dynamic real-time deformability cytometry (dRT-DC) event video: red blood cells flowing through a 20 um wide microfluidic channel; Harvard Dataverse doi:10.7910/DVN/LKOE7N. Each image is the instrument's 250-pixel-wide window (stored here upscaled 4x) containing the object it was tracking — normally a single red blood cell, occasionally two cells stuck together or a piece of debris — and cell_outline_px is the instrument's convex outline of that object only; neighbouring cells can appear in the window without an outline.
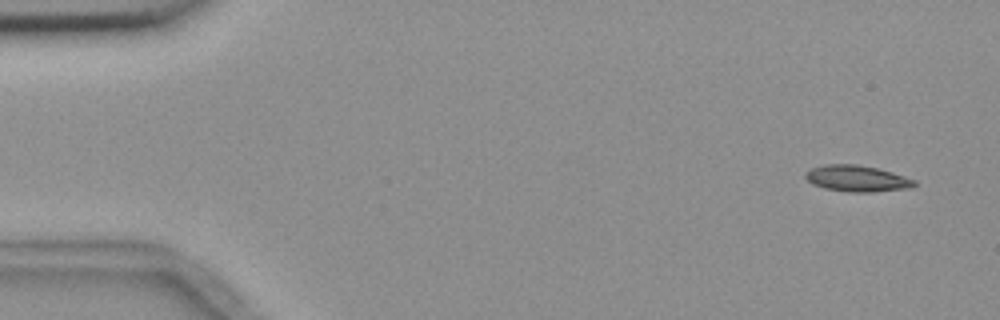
{"species": "common noctule bat (a hibernating species)", "species_latin": "Nyctalus noctula", "temperature_condition": "room temperature", "stored_images_in_passage": 4, "camera_frame_rate_fps": 3000, "um_per_image_px": 0.085, "animal": {"sex": "female", "body_mass_g": 18.4}, "frame": {"image": 1, "passage_image": 1, "time_ms": 0.0, "image_size_px": [1000, 320], "cell_outline_px": [[916, 184], [908, 188], [868, 192], [848, 192], [824, 188], [812, 184], [804, 176], [804, 172], [812, 168], [824, 164], [856, 164], [876, 168], [892, 172], [916, 180]], "centroid_in_image_um": [72.8, 15.16], "position_along_channel_um": 12.2, "area_um2": 16.59}}